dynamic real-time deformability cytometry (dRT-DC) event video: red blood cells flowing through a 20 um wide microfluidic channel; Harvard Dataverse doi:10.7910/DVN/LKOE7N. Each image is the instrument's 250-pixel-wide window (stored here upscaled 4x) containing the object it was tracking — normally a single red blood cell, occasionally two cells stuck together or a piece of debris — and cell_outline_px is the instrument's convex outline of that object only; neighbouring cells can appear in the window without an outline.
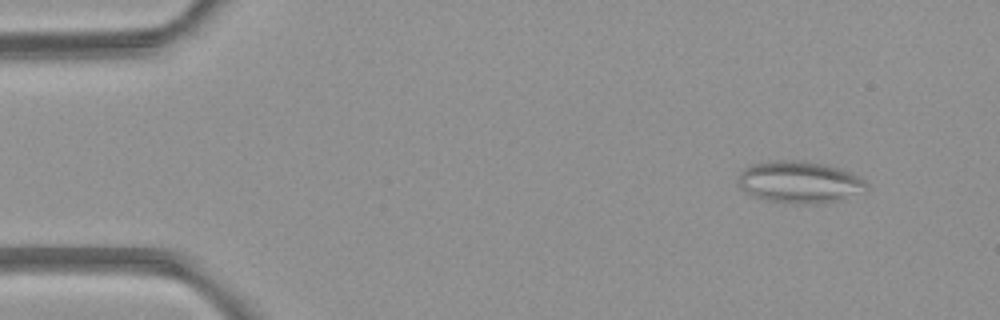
{"species": "common noctule bat (a hibernating species)", "species_latin": "Nyctalus noctula", "temperature_condition": "room temperature", "stored_images_in_passage": 5, "camera_frame_rate_fps": 3000, "um_per_image_px": 0.085, "animal": {"sex": "female", "body_mass_g": 21.9}, "frame": {"image": 1, "passage_image": 5, "time_ms": 5.333, "image_size_px": [1000, 320], "cell_outline_px": [[868, 192], [836, 200], [816, 204], [804, 204], [772, 200], [756, 196], [740, 188], [736, 180], [744, 168], [752, 164], [780, 160], [804, 160], [828, 164], [840, 168], [864, 180], [868, 184]], "centroid_in_image_um": [68.01, 15.46], "position_along_channel_um": 17.0, "area_um2": 31.21}}